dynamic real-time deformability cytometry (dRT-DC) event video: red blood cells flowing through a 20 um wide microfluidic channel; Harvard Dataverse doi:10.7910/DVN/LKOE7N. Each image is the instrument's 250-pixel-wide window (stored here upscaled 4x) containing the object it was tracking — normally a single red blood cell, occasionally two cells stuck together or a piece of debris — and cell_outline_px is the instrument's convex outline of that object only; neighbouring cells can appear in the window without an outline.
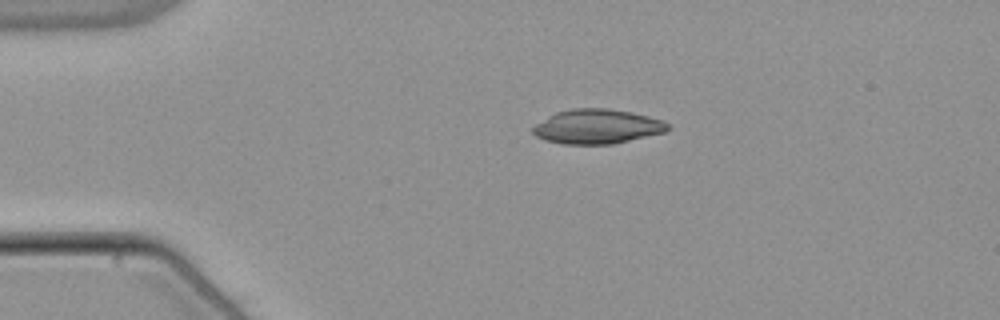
{"species": "common noctule bat (a hibernating species)", "species_latin": "Nyctalus noctula", "temperature_condition": "warm", "stored_images_in_passage": 43, "camera_frame_rate_fps": 3000, "um_per_image_px": 0.085, "animal": {"sex": "male", "body_mass_g": 21.5, "forearm_length_mm": 52.0}, "frame": {"image": 1, "passage_image": 1, "time_ms": 0.0, "image_size_px": [1000, 320], "cell_outline_px": [[672, 128], [664, 132], [612, 144], [564, 144], [544, 140], [536, 136], [532, 132], [532, 128], [536, 124], [548, 116], [556, 112], [572, 108], [608, 108], [632, 112], [664, 120]], "centroid_in_image_um": [50.76, 10.75], "position_along_channel_um": 34.2, "area_um2": 27.17}}
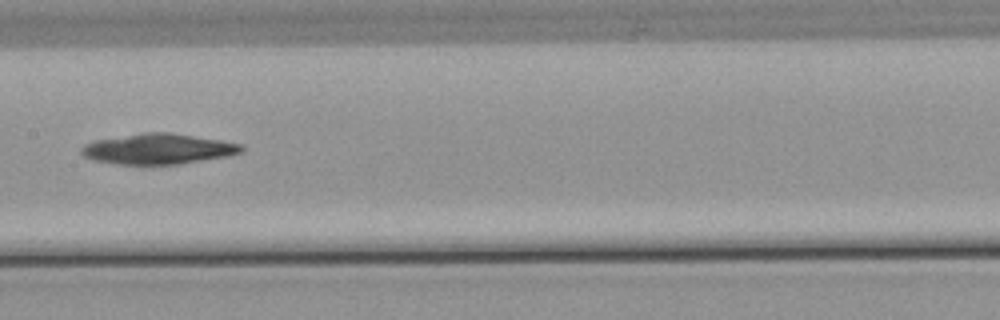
{"frame": {"image": 2, "passage_image": 17, "time_ms": 5.333, "image_size_px": [1000, 320], "cell_outline_px": [[244, 152], [224, 156], [180, 164], [112, 164], [92, 160], [84, 156], [80, 152], [80, 148], [84, 144], [96, 140], [144, 132], [168, 132], [220, 140], [240, 144], [244, 148]], "centroid_in_image_um": [13.39, 12.66], "position_along_channel_um": 194.0, "area_um2": 28.26}}
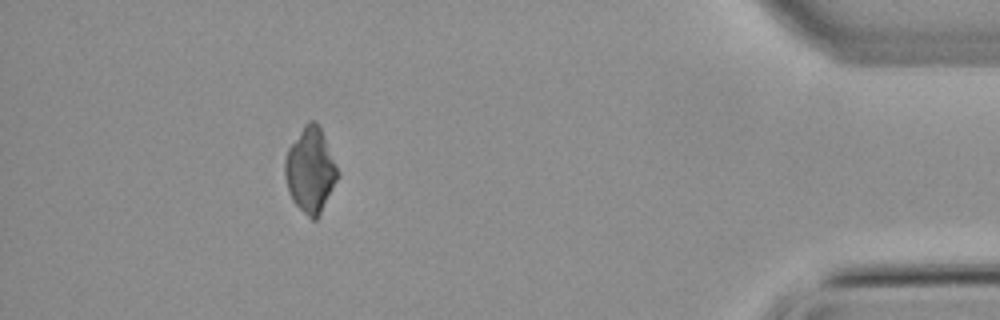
{"frame": {"image": 3, "passage_image": 38, "time_ms": 12.333, "image_size_px": [1000, 320], "cell_outline_px": [[340, 176], [316, 220], [312, 220], [292, 200], [288, 192], [284, 176], [284, 160], [288, 148], [304, 124], [308, 120], [316, 120], [324, 136], [340, 172]], "centroid_in_image_um": [26.38, 14.44], "position_along_channel_um": 408.8, "area_um2": 26.18}}